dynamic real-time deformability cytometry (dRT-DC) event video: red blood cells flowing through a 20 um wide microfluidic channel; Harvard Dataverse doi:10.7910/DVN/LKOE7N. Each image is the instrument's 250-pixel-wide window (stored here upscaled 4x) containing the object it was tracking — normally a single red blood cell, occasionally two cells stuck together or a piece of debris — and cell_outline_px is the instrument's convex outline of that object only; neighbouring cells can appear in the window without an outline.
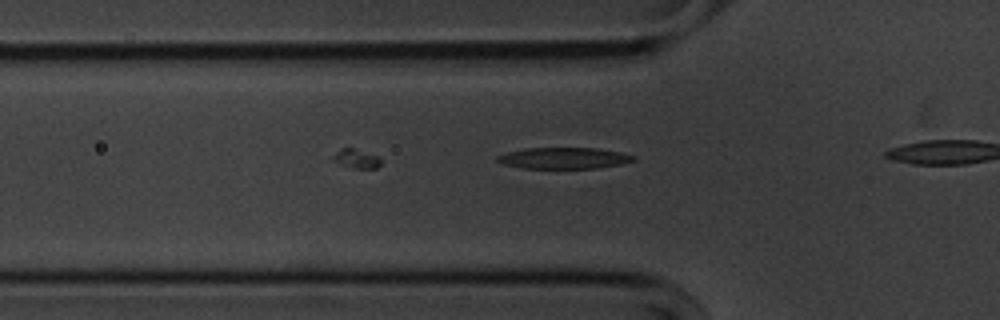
{"species": "common noctule bat (a hibernating species)", "species_latin": "Nyctalus noctula", "temperature_condition": "cold", "stored_images_in_passage": 7, "camera_frame_rate_fps": 3000, "um_per_image_px": 0.085, "animal": {"sex": "male", "body_mass_g": 20.1, "forearm_length_mm": 53.5}, "frame": {"image": 1, "passage_image": 7, "time_ms": 2.0, "image_size_px": [1000, 320], "cell_outline_px": [[636, 160], [620, 164], [600, 168], [520, 168], [504, 164], [496, 160], [496, 156], [508, 152], [524, 148], [596, 148], [620, 152], [636, 156]], "centroid_in_image_um": [47.93, 13.44], "position_along_channel_um": 77.9, "area_um2": 16.88}}